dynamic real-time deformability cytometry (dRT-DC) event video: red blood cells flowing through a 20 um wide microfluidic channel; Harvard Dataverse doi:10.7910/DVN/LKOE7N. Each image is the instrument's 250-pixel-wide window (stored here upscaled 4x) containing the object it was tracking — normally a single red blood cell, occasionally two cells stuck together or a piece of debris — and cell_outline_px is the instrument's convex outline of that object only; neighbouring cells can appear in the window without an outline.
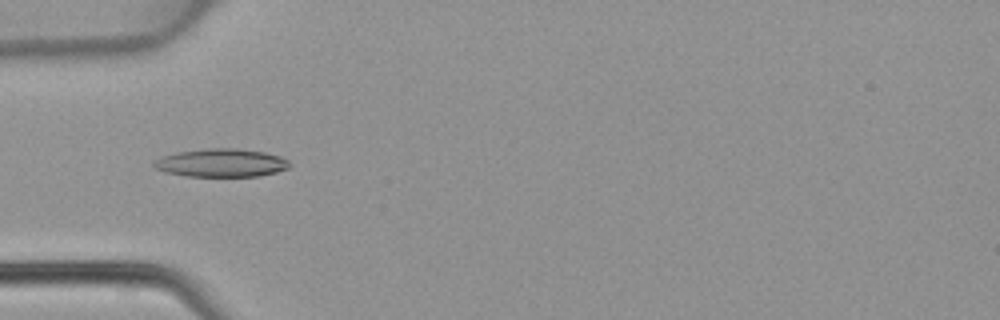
{"species": "common noctule bat (a hibernating species)", "species_latin": "Nyctalus noctula", "temperature_condition": "warm", "stored_images_in_passage": 8, "camera_frame_rate_fps": 3000, "um_per_image_px": 0.085, "animal": {"sex": "female", "body_mass_g": 22.7, "forearm_length_mm": 54.2}, "frame": {"image": 1, "passage_image": 3, "time_ms": 0.667, "image_size_px": [1000, 320], "cell_outline_px": [[292, 164], [288, 168], [276, 172], [260, 176], [184, 176], [164, 172], [156, 168], [152, 164], [152, 160], [160, 156], [176, 152], [204, 148], [236, 148], [264, 152], [280, 156], [288, 160]], "centroid_in_image_um": [18.77, 13.84], "position_along_channel_um": 66.2, "area_um2": 22.6}}